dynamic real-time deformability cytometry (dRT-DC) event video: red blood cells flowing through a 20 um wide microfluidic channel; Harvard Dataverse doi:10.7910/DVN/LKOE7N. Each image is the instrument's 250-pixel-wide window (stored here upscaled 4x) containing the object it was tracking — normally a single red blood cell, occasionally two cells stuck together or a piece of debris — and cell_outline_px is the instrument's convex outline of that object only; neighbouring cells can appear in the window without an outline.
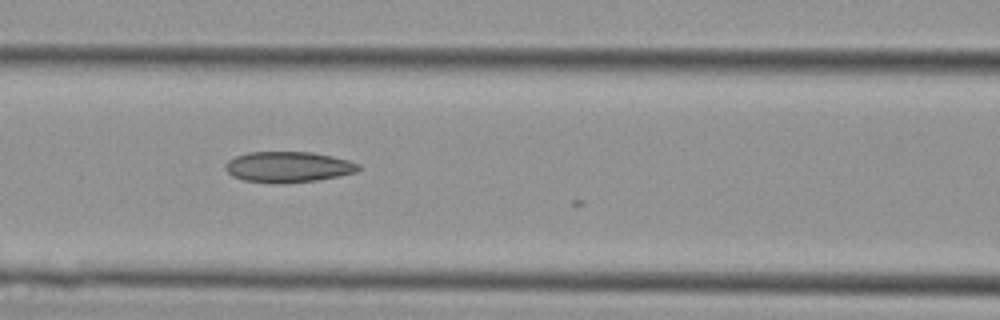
{"species": "Egyptian fruit bat (a non-hibernating species)", "species_latin": "Rousettus aegyptiacus", "temperature_condition": "cold", "stored_images_in_passage": 8, "camera_frame_rate_fps": 3000, "um_per_image_px": 0.085, "animal": {"sex": "female"}, "frame": {"image": 1, "passage_image": 6, "time_ms": 1.667, "image_size_px": [1000, 320], "cell_outline_px": [[360, 168], [356, 172], [340, 176], [316, 180], [244, 180], [232, 176], [224, 168], [224, 164], [228, 160], [236, 156], [248, 152], [312, 152], [332, 156], [348, 160], [360, 164]], "centroid_in_image_um": [24.52, 14.13], "position_along_channel_um": 142.1, "area_um2": 22.89}}